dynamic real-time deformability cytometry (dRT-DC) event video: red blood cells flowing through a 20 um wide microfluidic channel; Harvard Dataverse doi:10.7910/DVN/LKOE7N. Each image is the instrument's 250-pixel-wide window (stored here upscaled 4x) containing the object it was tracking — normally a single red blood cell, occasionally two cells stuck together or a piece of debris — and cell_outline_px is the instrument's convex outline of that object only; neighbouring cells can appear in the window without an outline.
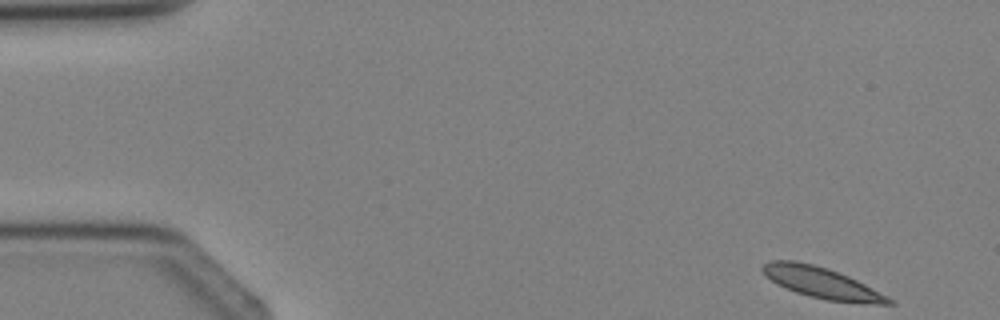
{"species": "Egyptian fruit bat (a non-hibernating species)", "species_latin": "Rousettus aegyptiacus", "temperature_condition": "cold", "stored_images_in_passage": 4, "camera_frame_rate_fps": 3000, "um_per_image_px": 0.085, "animal": {"sex": "female"}, "frame": {"image": 1, "passage_image": 1, "time_ms": 0.0, "image_size_px": [1000, 320], "cell_outline_px": [[896, 304], [864, 304], [828, 300], [808, 296], [796, 292], [776, 284], [764, 276], [760, 268], [768, 260], [796, 260], [828, 268], [848, 276], [896, 300]], "centroid_in_image_um": [69.84, 24.04], "position_along_channel_um": 15.2, "area_um2": 23.06}}